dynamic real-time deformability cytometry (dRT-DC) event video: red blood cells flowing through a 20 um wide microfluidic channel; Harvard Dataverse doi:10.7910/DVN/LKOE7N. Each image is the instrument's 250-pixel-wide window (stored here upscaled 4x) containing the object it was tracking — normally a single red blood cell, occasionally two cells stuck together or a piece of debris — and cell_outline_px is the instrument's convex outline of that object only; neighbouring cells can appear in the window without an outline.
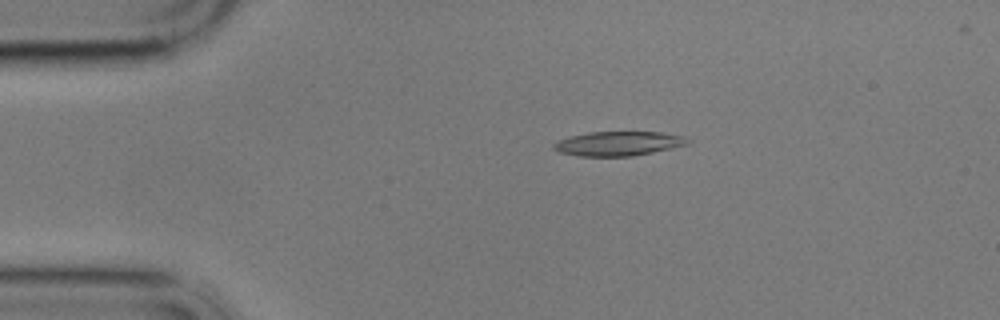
{"species": "common noctule bat (a hibernating species)", "species_latin": "Nyctalus noctula", "temperature_condition": "cold", "stored_images_in_passage": 5, "camera_frame_rate_fps": 3000, "um_per_image_px": 0.085, "animal": {"sex": "male", "body_mass_g": 17.9}, "frame": {"image": 1, "passage_image": 2, "time_ms": 1.333, "image_size_px": [1000, 320], "cell_outline_px": [[688, 144], [652, 152], [632, 156], [580, 156], [560, 152], [552, 148], [552, 144], [556, 140], [568, 136], [588, 132], [660, 132], [684, 136], [688, 140]], "centroid_in_image_um": [52.48, 12.19], "position_along_channel_um": 32.5, "area_um2": 18.96}}
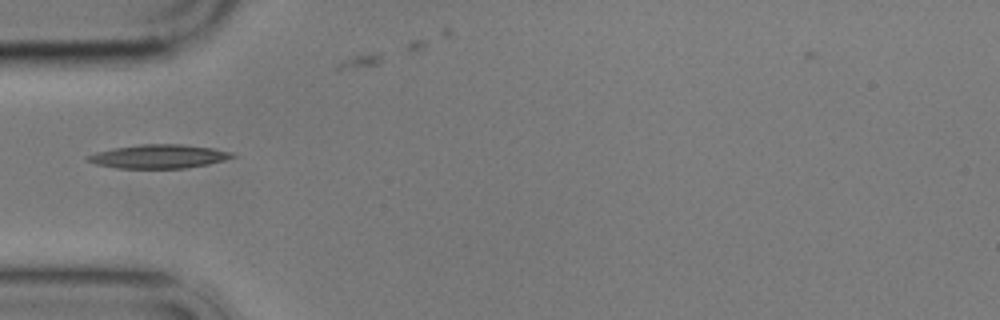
{"frame": {"image": 2, "passage_image": 4, "time_ms": 3.667, "image_size_px": [1000, 320], "cell_outline_px": [[236, 156], [224, 160], [208, 164], [184, 168], [116, 168], [96, 164], [88, 160], [88, 156], [96, 152], [112, 148], [140, 144], [180, 144], [212, 148], [232, 152]], "centroid_in_image_um": [13.5, 13.29], "position_along_channel_um": 71.5, "area_um2": 19.83}}